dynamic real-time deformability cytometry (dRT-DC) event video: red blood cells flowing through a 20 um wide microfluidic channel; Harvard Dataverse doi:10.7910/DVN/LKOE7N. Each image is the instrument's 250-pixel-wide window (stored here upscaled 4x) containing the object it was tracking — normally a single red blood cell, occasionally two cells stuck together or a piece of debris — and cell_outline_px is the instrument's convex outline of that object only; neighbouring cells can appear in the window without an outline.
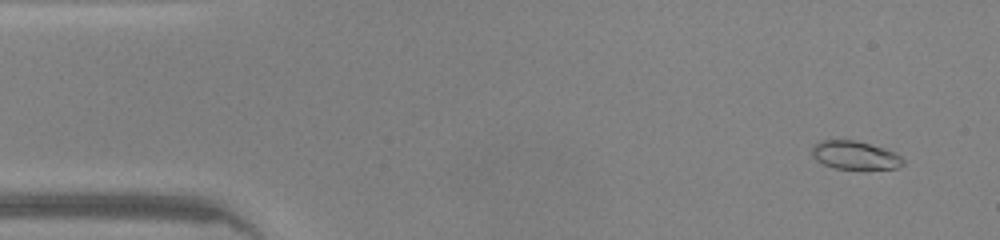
{"species": "common noctule bat (a hibernating species)", "species_latin": "Nyctalus noctula", "temperature_condition": "warm", "stored_images_in_passage": 46, "camera_frame_rate_fps": 3000, "um_per_image_px": 0.085, "animal": {"sex": "male", "body_mass_g": 20.0, "forearm_length_mm": 53.3}, "frame": {"image": 1, "passage_image": 3, "time_ms": 0.667, "image_size_px": [1000, 240], "cell_outline_px": [[904, 164], [896, 168], [836, 168], [824, 164], [816, 160], [812, 156], [812, 144], [820, 140], [856, 140], [884, 148], [896, 152], [904, 160]], "centroid_in_image_um": [72.65, 13.17], "position_along_channel_um": 12.4, "area_um2": 14.97}}
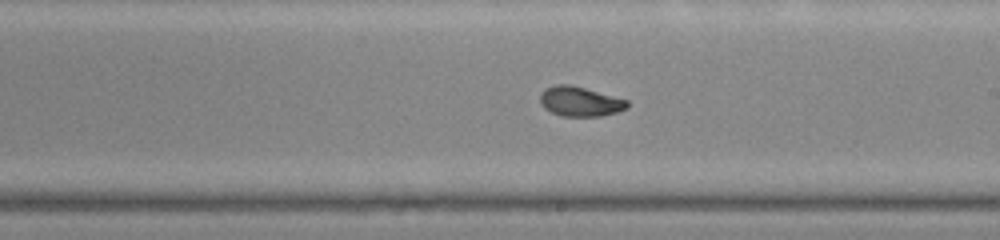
{"frame": {"image": 2, "passage_image": 26, "time_ms": 8.333, "image_size_px": [1000, 240], "cell_outline_px": [[628, 108], [616, 112], [600, 116], [560, 116], [544, 108], [540, 104], [540, 92], [544, 88], [556, 84], [568, 84], [584, 88], [628, 100]], "centroid_in_image_um": [49.26, 8.62], "position_along_channel_um": 239.7, "area_um2": 15.09}}
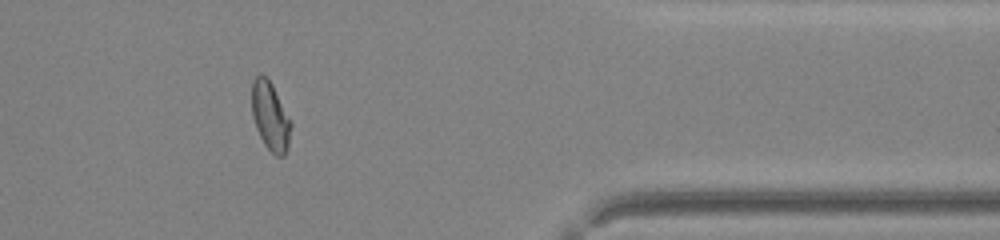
{"frame": {"image": 3, "passage_image": 38, "time_ms": 12.333, "image_size_px": [1000, 240], "cell_outline_px": [[292, 124], [288, 148], [284, 156], [276, 156], [264, 144], [256, 128], [252, 116], [252, 80], [260, 72], [272, 84]], "centroid_in_image_um": [22.97, 9.89], "position_along_channel_um": 388.4, "area_um2": 15.55}, "authors_computed_cell_mechanics": {"area_um2": 15.3459, "velocity_mm_per_s": 4.346, "shape_relaxation_time_tau1_ms": 3.8451, "shape_relaxation_time_tau2_ms": 1.2226, "deformation_change_tau1": 0.1529, "deformation_change_tau2": 0.0568}}